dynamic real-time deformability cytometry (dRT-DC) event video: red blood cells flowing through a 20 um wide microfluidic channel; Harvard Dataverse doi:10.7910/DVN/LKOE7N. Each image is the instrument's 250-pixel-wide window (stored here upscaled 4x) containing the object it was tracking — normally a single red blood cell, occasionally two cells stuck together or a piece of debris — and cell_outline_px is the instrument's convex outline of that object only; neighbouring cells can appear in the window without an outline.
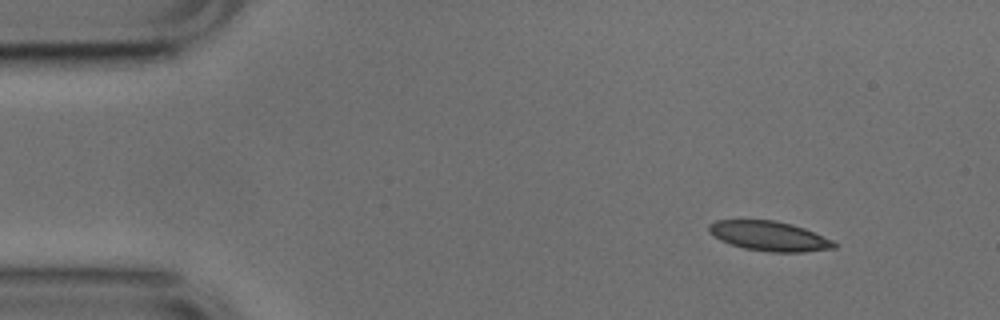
{"species": "common noctule bat (a hibernating species)", "species_latin": "Nyctalus noctula", "temperature_condition": "cold", "stored_images_in_passage": 6, "camera_frame_rate_fps": 3000, "um_per_image_px": 0.085, "animal": {"sex": "male", "body_mass_g": 17.9, "forearm_length_mm": 54.2}, "frame": {"image": 1, "passage_image": 1, "time_ms": 0.0, "image_size_px": [1000, 320], "cell_outline_px": [[836, 248], [804, 252], [772, 252], [744, 248], [720, 240], [708, 232], [708, 224], [716, 220], [776, 220], [792, 224], [804, 228], [832, 240], [836, 244]], "centroid_in_image_um": [65.37, 20.06], "position_along_channel_um": 19.6, "area_um2": 21.62}}
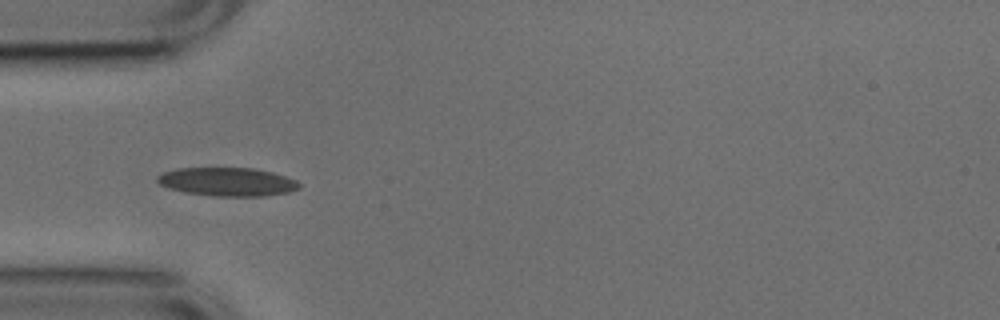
{"frame": {"image": 2, "passage_image": 4, "time_ms": 1.0, "image_size_px": [1000, 320], "cell_outline_px": [[300, 188], [288, 192], [264, 196], [216, 196], [184, 192], [168, 188], [160, 184], [156, 180], [156, 176], [164, 172], [176, 168], [252, 168], [272, 172], [296, 180], [300, 184]], "centroid_in_image_um": [19.31, 15.45], "position_along_channel_um": 65.7, "area_um2": 23.52}}